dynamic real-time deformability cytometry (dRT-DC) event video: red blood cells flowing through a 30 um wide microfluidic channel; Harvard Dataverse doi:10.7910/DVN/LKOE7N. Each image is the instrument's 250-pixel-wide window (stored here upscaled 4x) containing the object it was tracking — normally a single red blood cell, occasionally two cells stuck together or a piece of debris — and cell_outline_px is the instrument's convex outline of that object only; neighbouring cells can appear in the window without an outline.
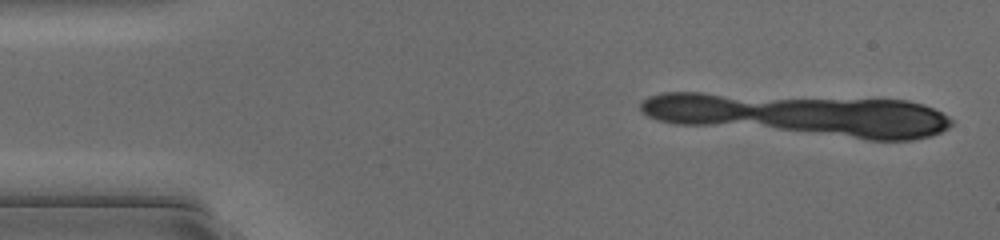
{"species": "common noctule bat (a hibernating species)", "species_latin": "Nyctalus noctula", "temperature_condition": "cold", "stored_images_in_passage": 10, "camera_frame_rate_fps": 3000, "um_per_image_px": 0.085, "animal": {"sex": "female", "body_mass_g": 17.0, "forearm_length_mm": 48.0}, "frame": {"image": 1, "passage_image": 1, "time_ms": 0.0, "image_size_px": [1000, 240], "cell_outline_px": [[944, 124], [940, 128], [932, 132], [912, 136], [872, 136], [808, 124], [824, 104], [908, 104], [924, 108], [936, 112], [944, 120]], "centroid_in_image_um": [74.68, 10.14], "position_along_channel_um": 10.3, "area_um2": 25.14}}